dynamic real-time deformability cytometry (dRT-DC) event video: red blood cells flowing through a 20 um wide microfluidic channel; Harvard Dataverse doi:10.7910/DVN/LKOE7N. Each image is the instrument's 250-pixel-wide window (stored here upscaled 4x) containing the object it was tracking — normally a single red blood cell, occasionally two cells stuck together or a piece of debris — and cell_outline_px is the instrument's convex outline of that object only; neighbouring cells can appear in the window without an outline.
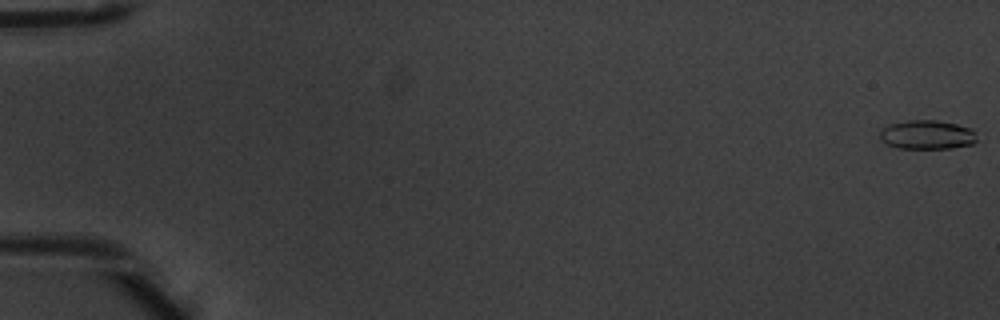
{"species": "common noctule bat (a hibernating species)", "species_latin": "Nyctalus noctula", "temperature_condition": "warm", "stored_images_in_passage": 5, "camera_frame_rate_fps": 3000, "um_per_image_px": 0.085, "animal": {"sex": "male", "body_mass_g": 20.1, "forearm_length_mm": 53.5}, "frame": {"image": 1, "passage_image": 1, "time_ms": 0.0, "image_size_px": [1000, 320], "cell_outline_px": [[976, 140], [972, 144], [952, 148], [900, 148], [888, 144], [880, 140], [880, 132], [888, 124], [908, 120], [936, 120], [956, 124], [968, 128], [972, 132]], "centroid_in_image_um": [78.75, 11.45], "position_along_channel_um": 6.2, "area_um2": 16.13}}
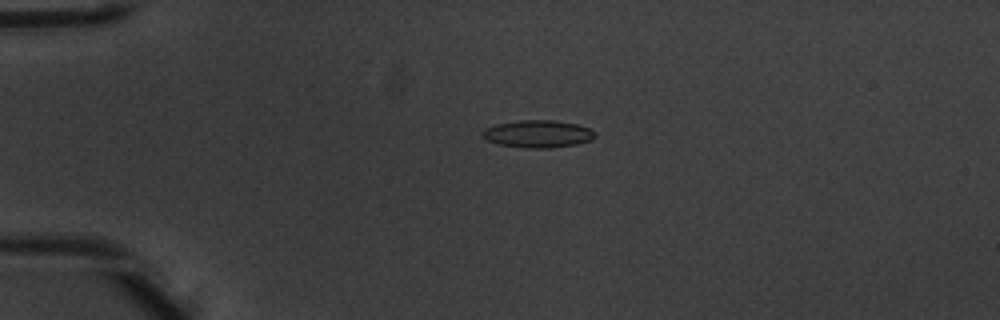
{"frame": {"image": 2, "passage_image": 4, "time_ms": 1.0, "image_size_px": [1000, 320], "cell_outline_px": [[596, 136], [592, 140], [576, 144], [552, 148], [528, 148], [500, 144], [488, 140], [480, 132], [484, 128], [496, 124], [520, 120], [556, 120], [576, 124], [588, 128], [596, 132]], "centroid_in_image_um": [45.74, 11.37], "position_along_channel_um": 39.3, "area_um2": 17.98}}